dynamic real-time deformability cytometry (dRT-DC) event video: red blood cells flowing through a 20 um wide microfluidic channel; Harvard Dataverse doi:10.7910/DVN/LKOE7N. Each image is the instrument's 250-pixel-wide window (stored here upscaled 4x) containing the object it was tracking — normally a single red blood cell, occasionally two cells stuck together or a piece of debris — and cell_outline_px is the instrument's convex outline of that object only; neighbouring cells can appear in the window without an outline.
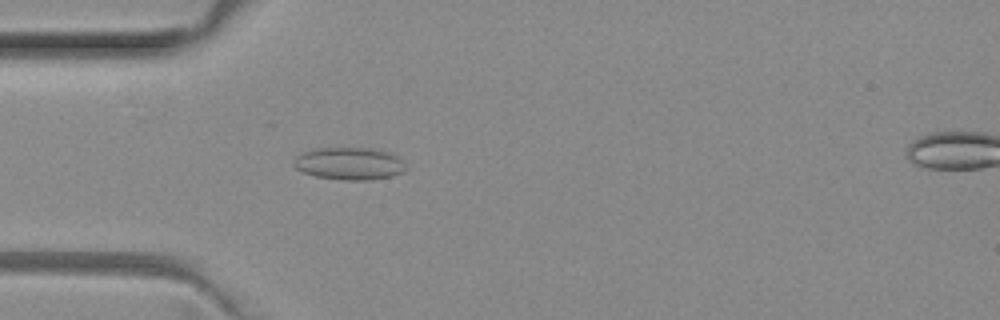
{"species": "common noctule bat (a hibernating species)", "species_latin": "Nyctalus noctula", "temperature_condition": "room temperature", "stored_images_in_passage": 5, "camera_frame_rate_fps": 3000, "um_per_image_px": 0.085, "animal": {"sex": "female", "body_mass_g": 29.2, "forearm_length_mm": 56.3}, "frame": {"image": 1, "passage_image": 4, "time_ms": 1.0, "image_size_px": [1000, 320], "cell_outline_px": [[404, 168], [400, 172], [392, 176], [368, 180], [344, 180], [316, 176], [304, 172], [296, 168], [292, 164], [296, 156], [304, 152], [316, 148], [372, 148], [388, 152], [396, 156], [404, 164]], "centroid_in_image_um": [29.65, 13.9], "position_along_channel_um": 55.4, "area_um2": 20.87}}